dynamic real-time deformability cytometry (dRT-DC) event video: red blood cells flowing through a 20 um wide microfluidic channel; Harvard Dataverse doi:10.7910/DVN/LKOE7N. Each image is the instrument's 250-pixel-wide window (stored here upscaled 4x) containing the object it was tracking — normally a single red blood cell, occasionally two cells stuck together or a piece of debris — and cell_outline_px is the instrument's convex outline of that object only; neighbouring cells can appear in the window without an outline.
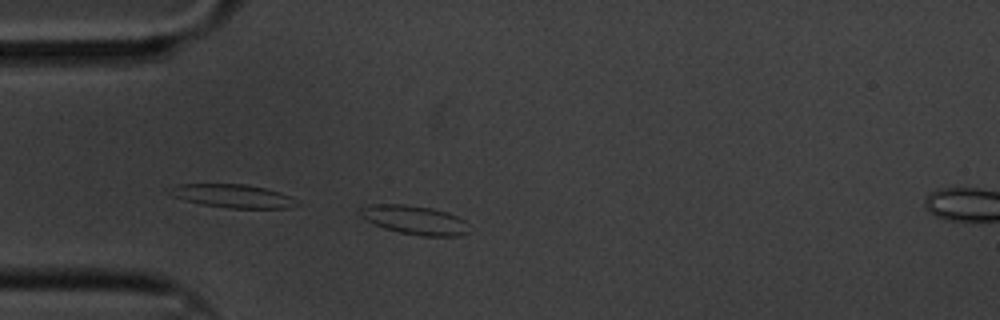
{"species": "common noctule bat (a hibernating species)", "species_latin": "Nyctalus noctula", "temperature_condition": "cold", "stored_images_in_passage": 38, "camera_frame_rate_fps": 3000, "um_per_image_px": 0.085, "animal": {"sex": "male", "body_mass_g": 20.1, "forearm_length_mm": 53.5}, "frame": {"image": 1, "passage_image": 1, "time_ms": 0.0, "image_size_px": [1000, 320], "cell_outline_px": [[468, 232], [460, 236], [420, 236], [400, 232], [384, 228], [372, 224], [364, 220], [360, 216], [360, 208], [368, 204], [408, 204], [432, 208], [448, 212], [464, 220]], "centroid_in_image_um": [35.19, 18.69], "position_along_channel_um": 49.8, "area_um2": 18.5}}
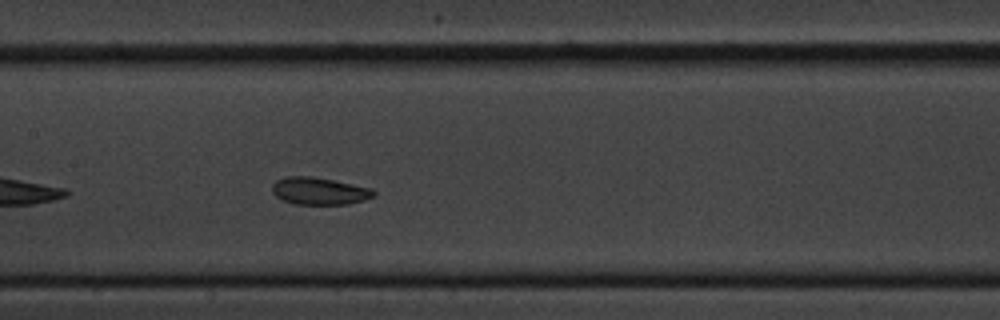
{"frame": {"image": 2, "passage_image": 14, "time_ms": 4.333, "image_size_px": [1000, 320], "cell_outline_px": [[376, 196], [364, 200], [348, 204], [296, 204], [280, 200], [272, 192], [272, 184], [276, 180], [284, 176], [312, 176], [372, 188], [376, 192]], "centroid_in_image_um": [27.12, 16.23], "position_along_channel_um": 180.3, "area_um2": 16.3}}
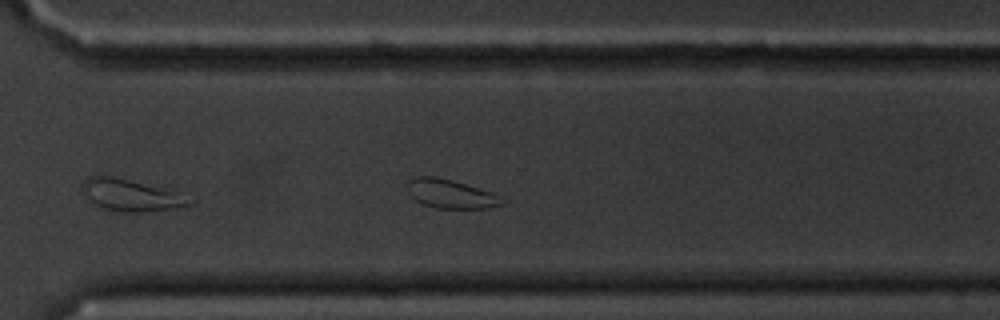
{"frame": {"image": 3, "passage_image": 28, "time_ms": 9.0, "image_size_px": [1000, 320], "cell_outline_px": [[508, 200], [504, 204], [484, 208], [436, 208], [424, 204], [416, 200], [412, 196], [408, 184], [408, 180], [416, 176], [436, 176], [452, 180], [492, 192]], "centroid_in_image_um": [38.36, 16.47], "position_along_channel_um": 332.2, "area_um2": 15.78}, "authors_computed_cell_mechanics": {"area_um2": 16.6753, "velocity_mm_per_s": 3.2689, "shape_relaxation_time_tau1_ms": 3.1767, "shape_relaxation_time_tau2_ms": null, "deformation_change_tau1": 0.0558, "deformation_change_tau2": null}}